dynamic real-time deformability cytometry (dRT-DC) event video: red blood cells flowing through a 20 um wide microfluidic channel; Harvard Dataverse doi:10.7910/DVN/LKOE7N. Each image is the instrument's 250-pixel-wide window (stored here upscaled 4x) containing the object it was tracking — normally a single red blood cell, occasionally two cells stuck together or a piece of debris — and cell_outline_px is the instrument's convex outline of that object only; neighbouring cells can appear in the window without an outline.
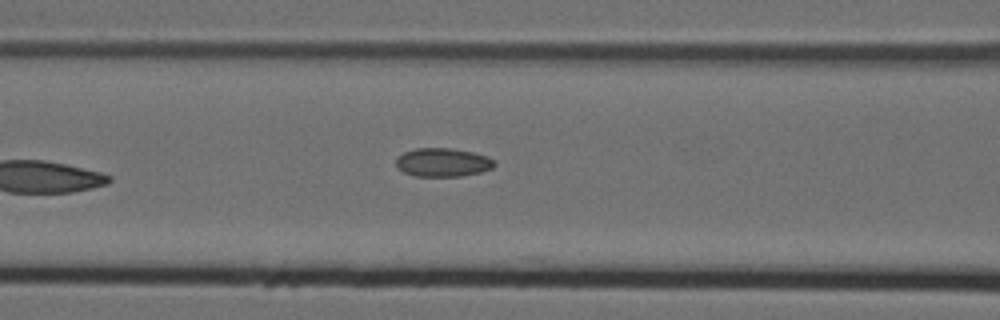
{"species": "Egyptian fruit bat (a non-hibernating species)", "species_latin": "Rousettus aegyptiacus", "temperature_condition": "cold", "stored_images_in_passage": 8, "camera_frame_rate_fps": 3000, "um_per_image_px": 0.085, "animal": {"sex": "female"}, "frame": {"image": 1, "passage_image": 8, "time_ms": 2.333, "image_size_px": [1000, 320], "cell_outline_px": [[496, 164], [492, 168], [480, 172], [460, 176], [416, 176], [404, 172], [396, 164], [396, 156], [404, 152], [416, 148], [452, 148], [472, 152], [496, 160]], "centroid_in_image_um": [37.63, 13.79], "position_along_channel_um": 129.0, "area_um2": 16.3}}